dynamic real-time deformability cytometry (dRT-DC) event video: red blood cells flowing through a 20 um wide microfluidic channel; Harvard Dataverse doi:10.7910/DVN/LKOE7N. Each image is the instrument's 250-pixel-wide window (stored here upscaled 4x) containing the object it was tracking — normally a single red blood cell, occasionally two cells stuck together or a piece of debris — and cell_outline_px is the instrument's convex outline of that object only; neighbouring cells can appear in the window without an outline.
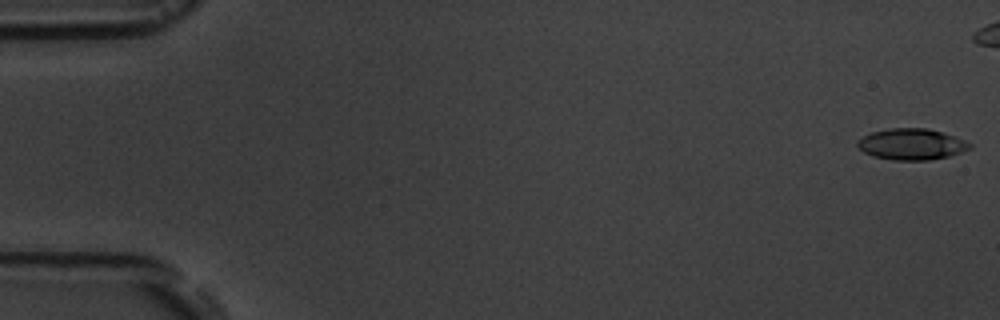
{"species": "common noctule bat (a hibernating species)", "species_latin": "Nyctalus noctula", "temperature_condition": "room temperature", "stored_images_in_passage": 6, "camera_frame_rate_fps": 3000, "um_per_image_px": 0.085, "animal": {"sex": "male", "body_mass_g": 19.5, "forearm_length_mm": 54.6}, "frame": {"image": 1, "passage_image": 1, "time_ms": 0.0, "image_size_px": [1000, 320], "cell_outline_px": [[972, 148], [948, 156], [928, 160], [892, 160], [872, 156], [864, 152], [856, 144], [856, 140], [872, 132], [888, 128], [928, 128], [944, 132], [964, 140], [972, 144]], "centroid_in_image_um": [77.47, 12.25], "position_along_channel_um": 7.5, "area_um2": 20.46}}
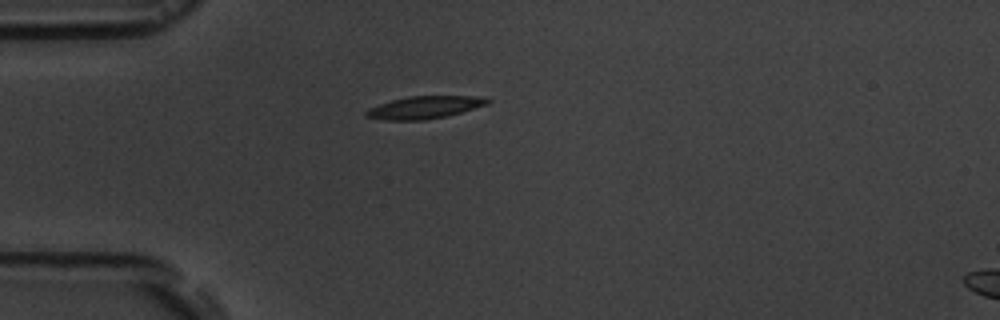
{"frame": {"image": 2, "passage_image": 6, "time_ms": 6.667, "image_size_px": [1000, 320], "cell_outline_px": [[492, 100], [488, 104], [460, 112], [444, 116], [424, 120], [388, 120], [364, 116], [364, 112], [368, 108], [392, 100], [408, 96], [476, 96]], "centroid_in_image_um": [36.05, 9.12], "position_along_channel_um": 48.9, "area_um2": 15.66}}